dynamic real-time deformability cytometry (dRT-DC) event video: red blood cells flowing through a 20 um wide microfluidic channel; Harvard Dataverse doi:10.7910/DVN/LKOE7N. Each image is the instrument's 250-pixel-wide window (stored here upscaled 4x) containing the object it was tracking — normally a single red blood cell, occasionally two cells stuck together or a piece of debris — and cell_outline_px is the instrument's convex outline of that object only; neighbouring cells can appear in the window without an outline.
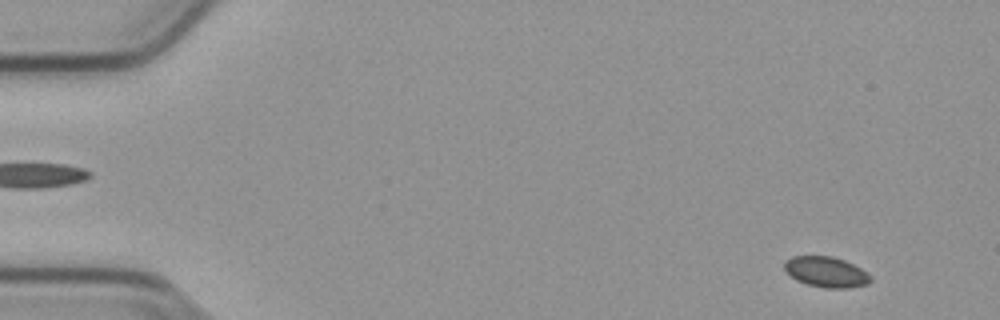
{"species": "common noctule bat (a hibernating species)", "species_latin": "Nyctalus noctula", "temperature_condition": "cold", "stored_images_in_passage": 56, "camera_frame_rate_fps": 3000, "um_per_image_px": 0.085, "animal": {"sex": "male", "body_mass_g": 23.1, "forearm_length_mm": 52.7}, "frame": {"image": 1, "passage_image": 4, "time_ms": 1.0, "image_size_px": [1000, 320], "cell_outline_px": [[872, 280], [868, 284], [848, 288], [824, 288], [808, 284], [796, 280], [784, 268], [784, 260], [792, 256], [832, 256], [844, 260], [860, 268], [872, 276]], "centroid_in_image_um": [70.23, 23.11], "position_along_channel_um": 14.8, "area_um2": 15.32}}
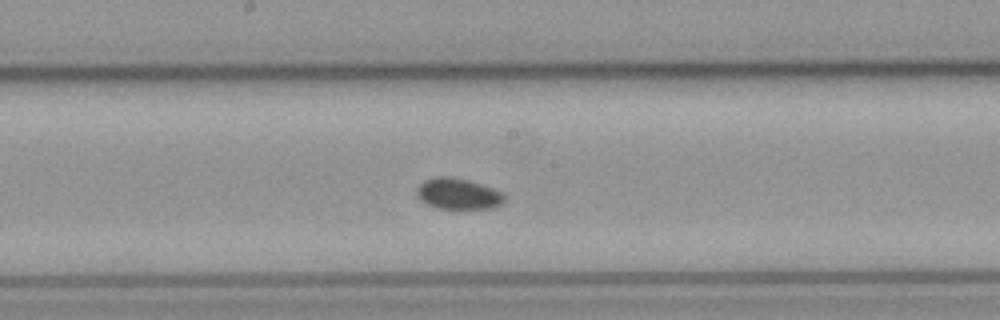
{"frame": {"image": 2, "passage_image": 29, "time_ms": 9.333, "image_size_px": [1000, 320], "cell_outline_px": [[504, 200], [500, 204], [492, 208], [436, 208], [420, 200], [416, 196], [416, 188], [424, 180], [436, 176], [452, 176], [468, 180], [492, 188], [500, 192], [504, 196]], "centroid_in_image_um": [38.88, 16.46], "position_along_channel_um": 209.3, "area_um2": 15.72}}
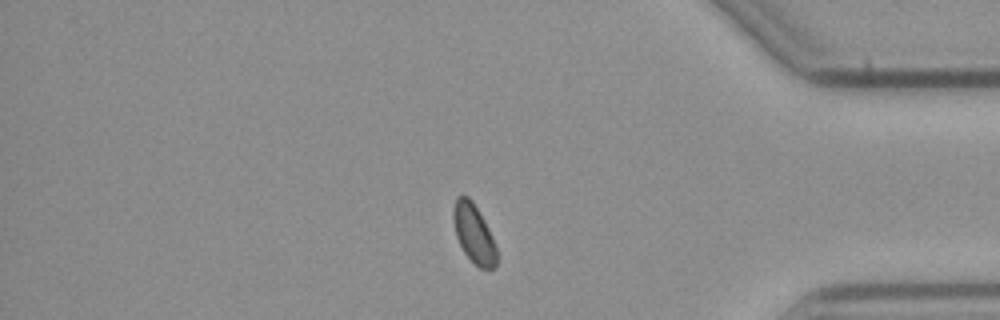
{"frame": {"image": 3, "passage_image": 46, "time_ms": 15.0, "image_size_px": [1000, 320], "cell_outline_px": [[496, 264], [492, 268], [480, 268], [464, 252], [456, 236], [452, 216], [452, 212], [456, 196], [468, 196], [472, 200], [484, 220], [492, 236], [496, 248]], "centroid_in_image_um": [40.25, 19.81], "position_along_channel_um": 395.0, "area_um2": 14.62}}